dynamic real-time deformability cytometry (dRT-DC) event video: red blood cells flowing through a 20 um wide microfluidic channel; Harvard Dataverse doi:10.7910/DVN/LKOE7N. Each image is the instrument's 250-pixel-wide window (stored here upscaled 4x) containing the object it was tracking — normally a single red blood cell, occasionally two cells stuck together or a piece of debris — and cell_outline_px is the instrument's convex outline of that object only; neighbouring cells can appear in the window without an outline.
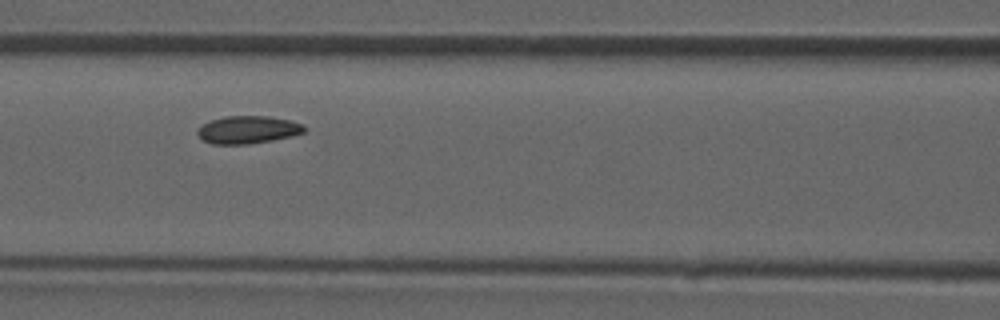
{"species": "common noctule bat (a hibernating species)", "species_latin": "Nyctalus noctula", "temperature_condition": "room temperature", "stored_images_in_passage": 37, "camera_frame_rate_fps": 3000, "um_per_image_px": 0.085, "animal": {"sex": "male", "forearm_length_mm": 52.5}, "frame": {"image": 1, "passage_image": 16, "time_ms": 5.0, "image_size_px": [1000, 320], "cell_outline_px": [[308, 128], [304, 132], [292, 136], [272, 140], [248, 144], [212, 144], [204, 140], [196, 132], [196, 128], [212, 120], [224, 116], [268, 116], [288, 120], [304, 124]], "centroid_in_image_um": [21.09, 11.02], "position_along_channel_um": 145.5, "area_um2": 17.22}}